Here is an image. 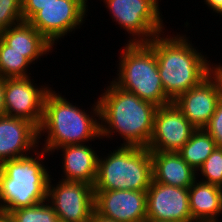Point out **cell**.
Masks as SVG:
<instances>
[{
  "mask_svg": "<svg viewBox=\"0 0 222 222\" xmlns=\"http://www.w3.org/2000/svg\"><path fill=\"white\" fill-rule=\"evenodd\" d=\"M164 33L153 37L147 44L155 52L165 94L174 101L208 77L217 63H211L207 54L203 55L186 33Z\"/></svg>",
  "mask_w": 222,
  "mask_h": 222,
  "instance_id": "obj_1",
  "label": "cell"
},
{
  "mask_svg": "<svg viewBox=\"0 0 222 222\" xmlns=\"http://www.w3.org/2000/svg\"><path fill=\"white\" fill-rule=\"evenodd\" d=\"M108 84L97 98L101 139L111 138V141L116 135L122 138L123 146L147 147L153 133L157 106L120 89L112 81Z\"/></svg>",
  "mask_w": 222,
  "mask_h": 222,
  "instance_id": "obj_2",
  "label": "cell"
},
{
  "mask_svg": "<svg viewBox=\"0 0 222 222\" xmlns=\"http://www.w3.org/2000/svg\"><path fill=\"white\" fill-rule=\"evenodd\" d=\"M59 93L53 88L45 98L43 119L38 128V144L42 143L41 148L51 155L56 148L65 145L87 144L95 139L101 140L98 99L90 105L91 111H85ZM42 136L46 137L44 144L41 142Z\"/></svg>",
  "mask_w": 222,
  "mask_h": 222,
  "instance_id": "obj_3",
  "label": "cell"
},
{
  "mask_svg": "<svg viewBox=\"0 0 222 222\" xmlns=\"http://www.w3.org/2000/svg\"><path fill=\"white\" fill-rule=\"evenodd\" d=\"M48 155L39 146L26 156L4 161L0 165V212L8 214L47 201L52 172L49 174L43 160Z\"/></svg>",
  "mask_w": 222,
  "mask_h": 222,
  "instance_id": "obj_4",
  "label": "cell"
},
{
  "mask_svg": "<svg viewBox=\"0 0 222 222\" xmlns=\"http://www.w3.org/2000/svg\"><path fill=\"white\" fill-rule=\"evenodd\" d=\"M112 82L157 107L173 101L165 94L154 50L147 43H124Z\"/></svg>",
  "mask_w": 222,
  "mask_h": 222,
  "instance_id": "obj_5",
  "label": "cell"
},
{
  "mask_svg": "<svg viewBox=\"0 0 222 222\" xmlns=\"http://www.w3.org/2000/svg\"><path fill=\"white\" fill-rule=\"evenodd\" d=\"M112 151L99 154L94 190L147 191L153 180L147 147L120 145Z\"/></svg>",
  "mask_w": 222,
  "mask_h": 222,
  "instance_id": "obj_6",
  "label": "cell"
},
{
  "mask_svg": "<svg viewBox=\"0 0 222 222\" xmlns=\"http://www.w3.org/2000/svg\"><path fill=\"white\" fill-rule=\"evenodd\" d=\"M159 0H104L112 21L129 34L127 43H147L166 32ZM165 30V31H164Z\"/></svg>",
  "mask_w": 222,
  "mask_h": 222,
  "instance_id": "obj_7",
  "label": "cell"
},
{
  "mask_svg": "<svg viewBox=\"0 0 222 222\" xmlns=\"http://www.w3.org/2000/svg\"><path fill=\"white\" fill-rule=\"evenodd\" d=\"M88 10L83 0H56L43 6L28 22L56 46L59 39L82 27Z\"/></svg>",
  "mask_w": 222,
  "mask_h": 222,
  "instance_id": "obj_8",
  "label": "cell"
},
{
  "mask_svg": "<svg viewBox=\"0 0 222 222\" xmlns=\"http://www.w3.org/2000/svg\"><path fill=\"white\" fill-rule=\"evenodd\" d=\"M49 179L47 201L60 222H88L95 211L94 187L85 182ZM52 179V180H51Z\"/></svg>",
  "mask_w": 222,
  "mask_h": 222,
  "instance_id": "obj_9",
  "label": "cell"
},
{
  "mask_svg": "<svg viewBox=\"0 0 222 222\" xmlns=\"http://www.w3.org/2000/svg\"><path fill=\"white\" fill-rule=\"evenodd\" d=\"M31 77L4 78L5 115L29 120L39 128L45 98L52 87L46 83L37 86Z\"/></svg>",
  "mask_w": 222,
  "mask_h": 222,
  "instance_id": "obj_10",
  "label": "cell"
},
{
  "mask_svg": "<svg viewBox=\"0 0 222 222\" xmlns=\"http://www.w3.org/2000/svg\"><path fill=\"white\" fill-rule=\"evenodd\" d=\"M221 99L222 79L215 69L197 86L180 94L173 103L195 129H204Z\"/></svg>",
  "mask_w": 222,
  "mask_h": 222,
  "instance_id": "obj_11",
  "label": "cell"
},
{
  "mask_svg": "<svg viewBox=\"0 0 222 222\" xmlns=\"http://www.w3.org/2000/svg\"><path fill=\"white\" fill-rule=\"evenodd\" d=\"M195 130L174 103L157 107L147 149L150 152H178Z\"/></svg>",
  "mask_w": 222,
  "mask_h": 222,
  "instance_id": "obj_12",
  "label": "cell"
},
{
  "mask_svg": "<svg viewBox=\"0 0 222 222\" xmlns=\"http://www.w3.org/2000/svg\"><path fill=\"white\" fill-rule=\"evenodd\" d=\"M95 212L117 222H145L147 220L146 191L94 190Z\"/></svg>",
  "mask_w": 222,
  "mask_h": 222,
  "instance_id": "obj_13",
  "label": "cell"
},
{
  "mask_svg": "<svg viewBox=\"0 0 222 222\" xmlns=\"http://www.w3.org/2000/svg\"><path fill=\"white\" fill-rule=\"evenodd\" d=\"M147 194V219L195 222L189 207V188H181L152 180Z\"/></svg>",
  "mask_w": 222,
  "mask_h": 222,
  "instance_id": "obj_14",
  "label": "cell"
},
{
  "mask_svg": "<svg viewBox=\"0 0 222 222\" xmlns=\"http://www.w3.org/2000/svg\"><path fill=\"white\" fill-rule=\"evenodd\" d=\"M39 147L38 128L29 120L0 115V165L34 152Z\"/></svg>",
  "mask_w": 222,
  "mask_h": 222,
  "instance_id": "obj_15",
  "label": "cell"
},
{
  "mask_svg": "<svg viewBox=\"0 0 222 222\" xmlns=\"http://www.w3.org/2000/svg\"><path fill=\"white\" fill-rule=\"evenodd\" d=\"M90 144L65 145L56 148L61 150L62 172L61 180L85 182L94 185L97 177L98 150ZM57 150V151H56ZM98 154V155H97ZM64 161V162H63Z\"/></svg>",
  "mask_w": 222,
  "mask_h": 222,
  "instance_id": "obj_16",
  "label": "cell"
},
{
  "mask_svg": "<svg viewBox=\"0 0 222 222\" xmlns=\"http://www.w3.org/2000/svg\"><path fill=\"white\" fill-rule=\"evenodd\" d=\"M0 38L32 64L41 61L54 50L52 45L41 33H39L28 21H22L0 32ZM52 50V51H51Z\"/></svg>",
  "mask_w": 222,
  "mask_h": 222,
  "instance_id": "obj_17",
  "label": "cell"
},
{
  "mask_svg": "<svg viewBox=\"0 0 222 222\" xmlns=\"http://www.w3.org/2000/svg\"><path fill=\"white\" fill-rule=\"evenodd\" d=\"M153 181L170 186L189 188L196 171L178 152H151Z\"/></svg>",
  "mask_w": 222,
  "mask_h": 222,
  "instance_id": "obj_18",
  "label": "cell"
},
{
  "mask_svg": "<svg viewBox=\"0 0 222 222\" xmlns=\"http://www.w3.org/2000/svg\"><path fill=\"white\" fill-rule=\"evenodd\" d=\"M189 207L195 222H218L222 215V188L196 178L189 187Z\"/></svg>",
  "mask_w": 222,
  "mask_h": 222,
  "instance_id": "obj_19",
  "label": "cell"
},
{
  "mask_svg": "<svg viewBox=\"0 0 222 222\" xmlns=\"http://www.w3.org/2000/svg\"><path fill=\"white\" fill-rule=\"evenodd\" d=\"M216 147L215 140L205 129H196L178 153L197 172Z\"/></svg>",
  "mask_w": 222,
  "mask_h": 222,
  "instance_id": "obj_20",
  "label": "cell"
},
{
  "mask_svg": "<svg viewBox=\"0 0 222 222\" xmlns=\"http://www.w3.org/2000/svg\"><path fill=\"white\" fill-rule=\"evenodd\" d=\"M33 65L26 57L12 50L0 38V76L2 78H27L32 74L27 70Z\"/></svg>",
  "mask_w": 222,
  "mask_h": 222,
  "instance_id": "obj_21",
  "label": "cell"
},
{
  "mask_svg": "<svg viewBox=\"0 0 222 222\" xmlns=\"http://www.w3.org/2000/svg\"><path fill=\"white\" fill-rule=\"evenodd\" d=\"M13 222H60L48 201L8 213Z\"/></svg>",
  "mask_w": 222,
  "mask_h": 222,
  "instance_id": "obj_22",
  "label": "cell"
},
{
  "mask_svg": "<svg viewBox=\"0 0 222 222\" xmlns=\"http://www.w3.org/2000/svg\"><path fill=\"white\" fill-rule=\"evenodd\" d=\"M200 172V174H199ZM203 176V177H202ZM222 188V148L216 147L196 172V178ZM202 177V178H201Z\"/></svg>",
  "mask_w": 222,
  "mask_h": 222,
  "instance_id": "obj_23",
  "label": "cell"
},
{
  "mask_svg": "<svg viewBox=\"0 0 222 222\" xmlns=\"http://www.w3.org/2000/svg\"><path fill=\"white\" fill-rule=\"evenodd\" d=\"M22 21L21 0H0V32Z\"/></svg>",
  "mask_w": 222,
  "mask_h": 222,
  "instance_id": "obj_24",
  "label": "cell"
},
{
  "mask_svg": "<svg viewBox=\"0 0 222 222\" xmlns=\"http://www.w3.org/2000/svg\"><path fill=\"white\" fill-rule=\"evenodd\" d=\"M204 129L215 140L216 146L222 148V99Z\"/></svg>",
  "mask_w": 222,
  "mask_h": 222,
  "instance_id": "obj_25",
  "label": "cell"
},
{
  "mask_svg": "<svg viewBox=\"0 0 222 222\" xmlns=\"http://www.w3.org/2000/svg\"><path fill=\"white\" fill-rule=\"evenodd\" d=\"M23 21H28L43 6L56 2V0H21Z\"/></svg>",
  "mask_w": 222,
  "mask_h": 222,
  "instance_id": "obj_26",
  "label": "cell"
},
{
  "mask_svg": "<svg viewBox=\"0 0 222 222\" xmlns=\"http://www.w3.org/2000/svg\"><path fill=\"white\" fill-rule=\"evenodd\" d=\"M205 4L208 6L209 10H212V13H216L217 16H222V0H204Z\"/></svg>",
  "mask_w": 222,
  "mask_h": 222,
  "instance_id": "obj_27",
  "label": "cell"
},
{
  "mask_svg": "<svg viewBox=\"0 0 222 222\" xmlns=\"http://www.w3.org/2000/svg\"><path fill=\"white\" fill-rule=\"evenodd\" d=\"M0 115H5L4 78L0 76Z\"/></svg>",
  "mask_w": 222,
  "mask_h": 222,
  "instance_id": "obj_28",
  "label": "cell"
},
{
  "mask_svg": "<svg viewBox=\"0 0 222 222\" xmlns=\"http://www.w3.org/2000/svg\"><path fill=\"white\" fill-rule=\"evenodd\" d=\"M88 222H117V221L106 219L94 211Z\"/></svg>",
  "mask_w": 222,
  "mask_h": 222,
  "instance_id": "obj_29",
  "label": "cell"
},
{
  "mask_svg": "<svg viewBox=\"0 0 222 222\" xmlns=\"http://www.w3.org/2000/svg\"><path fill=\"white\" fill-rule=\"evenodd\" d=\"M0 222H13L9 214L0 212Z\"/></svg>",
  "mask_w": 222,
  "mask_h": 222,
  "instance_id": "obj_30",
  "label": "cell"
},
{
  "mask_svg": "<svg viewBox=\"0 0 222 222\" xmlns=\"http://www.w3.org/2000/svg\"><path fill=\"white\" fill-rule=\"evenodd\" d=\"M220 74H221V79H222V64L219 62L217 65H216V68H215Z\"/></svg>",
  "mask_w": 222,
  "mask_h": 222,
  "instance_id": "obj_31",
  "label": "cell"
},
{
  "mask_svg": "<svg viewBox=\"0 0 222 222\" xmlns=\"http://www.w3.org/2000/svg\"><path fill=\"white\" fill-rule=\"evenodd\" d=\"M145 222H174V221H159V220H150V219H147Z\"/></svg>",
  "mask_w": 222,
  "mask_h": 222,
  "instance_id": "obj_32",
  "label": "cell"
},
{
  "mask_svg": "<svg viewBox=\"0 0 222 222\" xmlns=\"http://www.w3.org/2000/svg\"><path fill=\"white\" fill-rule=\"evenodd\" d=\"M84 1V3H85V6H86V8L88 9L89 7H88V5L87 4H89V2H88V0H83ZM102 1V0H101ZM104 1V0H103ZM88 2V3H87Z\"/></svg>",
  "mask_w": 222,
  "mask_h": 222,
  "instance_id": "obj_33",
  "label": "cell"
}]
</instances>
